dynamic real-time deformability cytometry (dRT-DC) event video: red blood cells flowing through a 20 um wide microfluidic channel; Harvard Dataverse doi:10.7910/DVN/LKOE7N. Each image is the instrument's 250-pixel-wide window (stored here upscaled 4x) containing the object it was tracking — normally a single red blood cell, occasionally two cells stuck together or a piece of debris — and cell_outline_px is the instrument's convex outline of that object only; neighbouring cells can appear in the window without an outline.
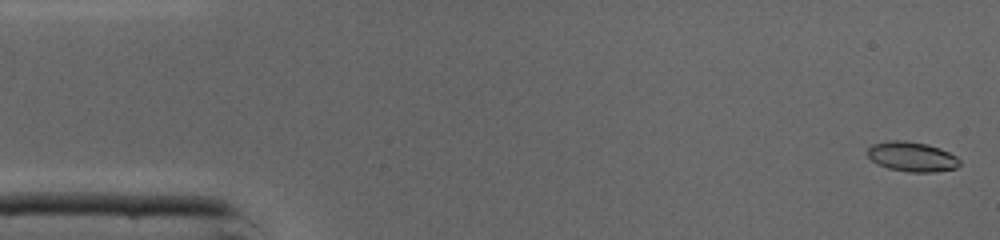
{"species": "common noctule bat (a hibernating species)", "species_latin": "Nyctalus noctula", "temperature_condition": "cold", "stored_images_in_passage": 46, "camera_frame_rate_fps": 3000, "um_per_image_px": 0.085, "animal": {"sex": "male", "body_mass_g": 19.0, "forearm_length_mm": 50.8}, "frame": {"image": 1, "passage_image": 1, "time_ms": 0.0, "image_size_px": [1000, 240], "cell_outline_px": [[960, 164], [956, 168], [932, 172], [908, 172], [888, 168], [876, 164], [868, 156], [868, 148], [872, 144], [892, 140], [904, 140], [928, 144], [940, 148], [956, 156], [960, 160]], "centroid_in_image_um": [77.51, 13.32], "position_along_channel_um": 7.5, "area_um2": 16.01}}
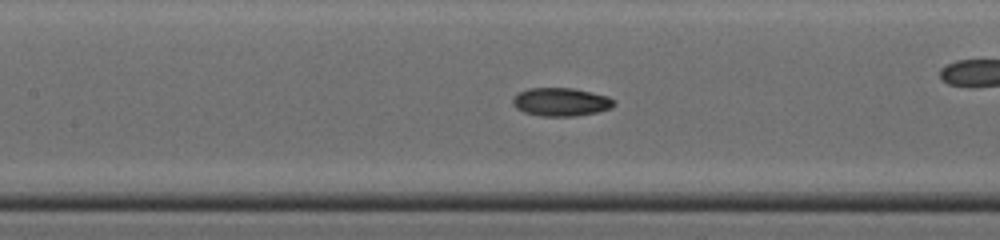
{"frame": {"image": 2, "passage_image": 20, "time_ms": 6.333, "image_size_px": [1000, 240], "cell_outline_px": [[616, 104], [612, 108], [596, 112], [576, 116], [544, 116], [524, 112], [516, 108], [512, 104], [512, 100], [520, 92], [528, 88], [572, 88], [592, 92], [608, 96]], "centroid_in_image_um": [47.69, 8.66], "position_along_channel_um": 159.7, "area_um2": 16.59}}
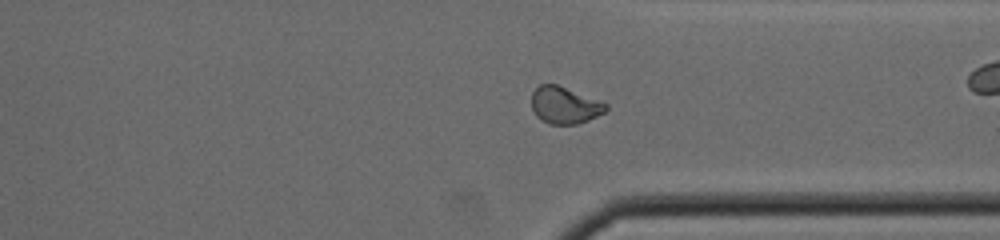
{"frame": {"image": 3, "passage_image": 34, "time_ms": 11.0, "image_size_px": [1000, 240], "cell_outline_px": [[608, 108], [604, 112], [588, 120], [576, 124], [548, 124], [540, 120], [536, 116], [532, 108], [532, 92], [540, 84], [556, 84], [600, 100], [608, 104]], "centroid_in_image_um": [47.99, 8.95], "position_along_channel_um": 363.4, "area_um2": 16.01}, "authors_computed_cell_mechanics": {"area_um2": 16.2418, "velocity_mm_per_s": 4.3731, "shape_relaxation_time_tau1_ms": null, "shape_relaxation_time_tau2_ms": 2.2804, "deformation_change_tau1": null, "deformation_change_tau2": 0.0717}}